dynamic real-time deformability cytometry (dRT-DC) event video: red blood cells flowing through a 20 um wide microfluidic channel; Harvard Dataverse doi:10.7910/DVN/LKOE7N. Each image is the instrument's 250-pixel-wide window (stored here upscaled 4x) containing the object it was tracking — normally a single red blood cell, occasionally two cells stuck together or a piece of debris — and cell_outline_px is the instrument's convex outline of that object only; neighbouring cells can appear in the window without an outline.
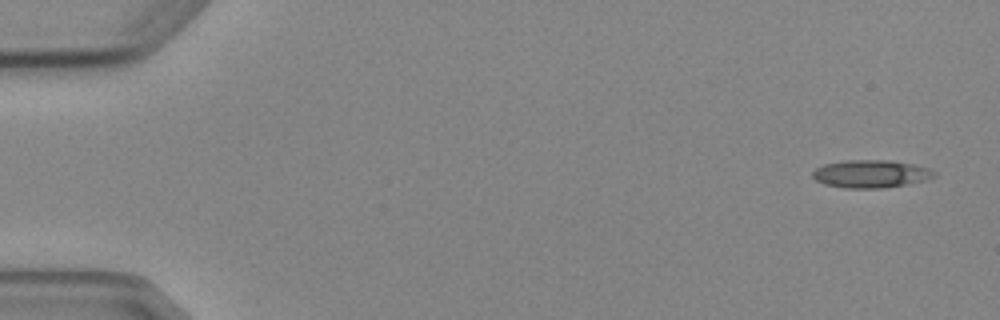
{"species": "Egyptian fruit bat (a non-hibernating species)", "species_latin": "Rousettus aegyptiacus", "temperature_condition": "cold", "stored_images_in_passage": 5, "segment_of_instrument_passage": [1, 2], "camera_frame_rate_fps": 3000, "um_per_image_px": 0.085, "animal": {"sex": "female"}, "frame": {"image": 1, "passage_image": 1, "time_ms": 0.0, "image_size_px": [1000, 320], "cell_outline_px": [[936, 176], [928, 180], [884, 188], [844, 188], [824, 184], [816, 180], [812, 176], [812, 172], [816, 168], [824, 164], [844, 160], [888, 160], [912, 164], [928, 168], [936, 172]], "centroid_in_image_um": [74.02, 14.78], "position_along_channel_um": 11.0, "area_um2": 19.77}}
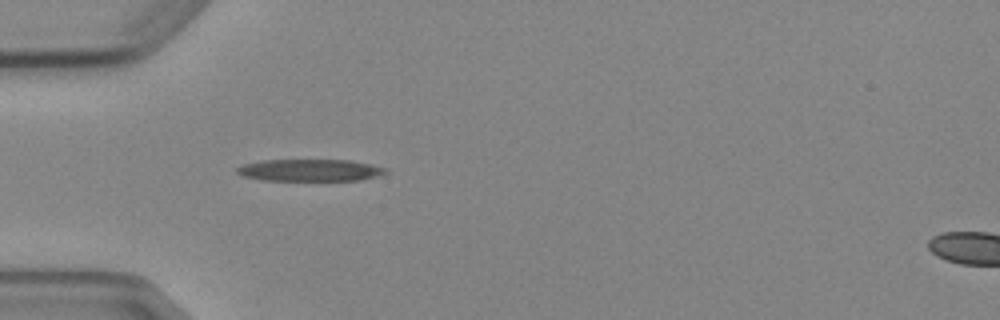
{"frame": {"image": 2, "passage_image": 4, "time_ms": 4.667, "image_size_px": [1000, 320], "cell_outline_px": [[388, 172], [376, 176], [360, 180], [264, 180], [244, 176], [236, 172], [236, 168], [244, 164], [264, 160], [352, 160], [372, 164], [388, 168]], "centroid_in_image_um": [26.4, 14.46], "position_along_channel_um": 58.6, "area_um2": 18.96}}